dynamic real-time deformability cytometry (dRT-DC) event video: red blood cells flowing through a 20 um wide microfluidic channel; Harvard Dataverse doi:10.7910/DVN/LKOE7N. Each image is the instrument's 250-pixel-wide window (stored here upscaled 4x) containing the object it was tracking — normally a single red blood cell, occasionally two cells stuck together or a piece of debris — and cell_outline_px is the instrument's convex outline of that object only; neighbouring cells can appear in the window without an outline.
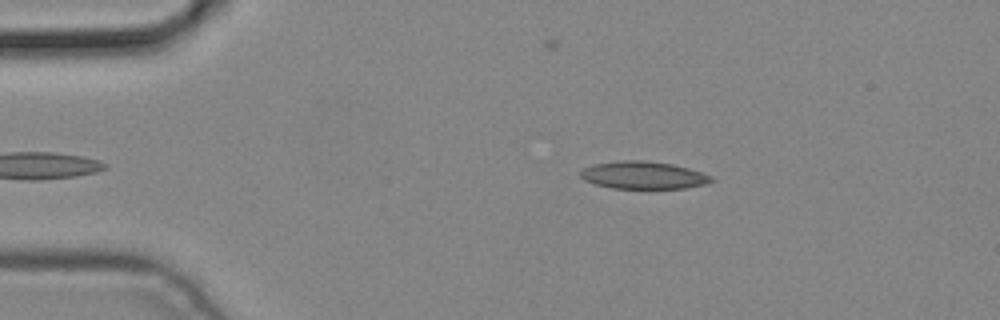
{"species": "common noctule bat (a hibernating species)", "species_latin": "Nyctalus noctula", "temperature_condition": "cold", "stored_images_in_passage": 4, "camera_frame_rate_fps": 3000, "um_per_image_px": 0.085, "animal": {"sex": "male", "body_mass_g": 19.2, "forearm_length_mm": 51.8}, "frame": {"image": 1, "passage_image": 4, "time_ms": 1.0, "image_size_px": [1000, 320], "cell_outline_px": [[716, 180], [704, 184], [684, 188], [612, 188], [596, 184], [584, 180], [580, 176], [580, 172], [584, 168], [592, 164], [620, 160], [644, 160], [672, 164], [688, 168], [712, 176]], "centroid_in_image_um": [54.67, 14.88], "position_along_channel_um": 30.3, "area_um2": 20.92}}